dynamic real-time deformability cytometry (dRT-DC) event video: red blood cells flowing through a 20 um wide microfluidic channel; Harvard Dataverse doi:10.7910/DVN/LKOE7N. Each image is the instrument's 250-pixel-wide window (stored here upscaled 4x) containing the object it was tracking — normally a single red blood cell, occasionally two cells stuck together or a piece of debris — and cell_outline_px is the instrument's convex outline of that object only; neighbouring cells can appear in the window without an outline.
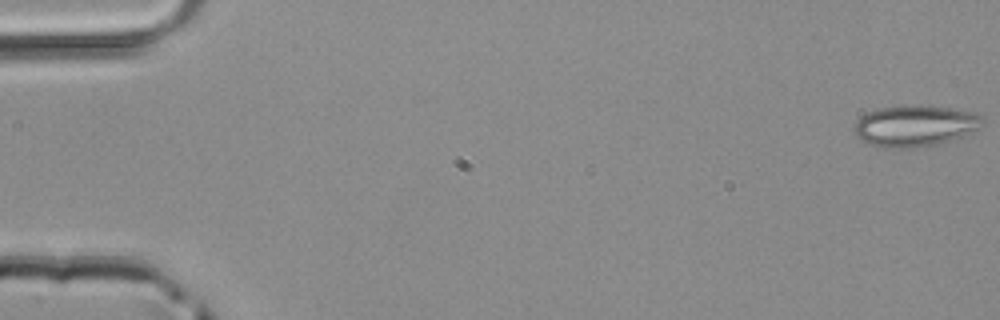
{"species": "common noctule bat (a hibernating species)", "species_latin": "Nyctalus noctula", "temperature_condition": "room temperature", "stored_images_in_passage": 49, "camera_frame_rate_fps": 3000, "um_per_image_px": 0.085, "animal": {"sex": "male", "body_mass_g": 20.4}, "frame": {"image": 1, "passage_image": 1, "time_ms": 0.0, "image_size_px": [1000, 320], "cell_outline_px": [[984, 124], [972, 132], [964, 136], [936, 144], [916, 148], [888, 148], [868, 144], [860, 140], [856, 136], [852, 128], [856, 120], [860, 116], [868, 112], [880, 108], [900, 104], [916, 104], [952, 108], [972, 112], [984, 116]], "centroid_in_image_um": [77.75, 10.68], "position_along_channel_um": 7.2, "area_um2": 31.5}}
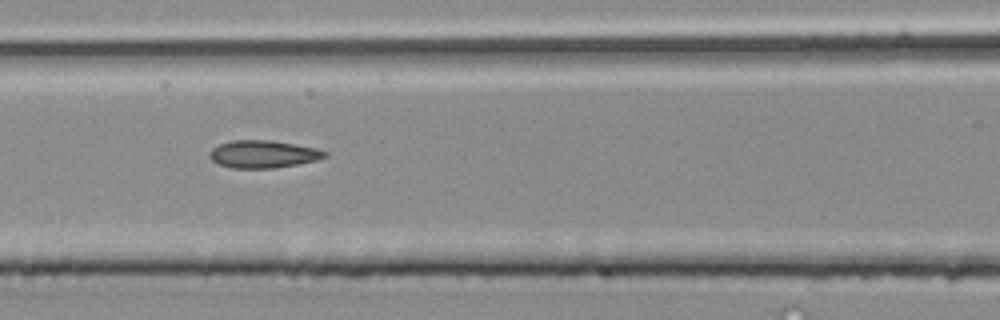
{"frame": {"image": 2, "passage_image": 22, "time_ms": 7.0, "image_size_px": [1000, 320], "cell_outline_px": [[328, 156], [316, 160], [296, 164], [272, 168], [232, 168], [220, 164], [212, 160], [208, 156], [208, 152], [212, 148], [220, 144], [232, 140], [268, 140], [296, 144], [316, 148], [328, 152]], "centroid_in_image_um": [22.36, 13.09], "position_along_channel_um": 144.2, "area_um2": 18.44}}
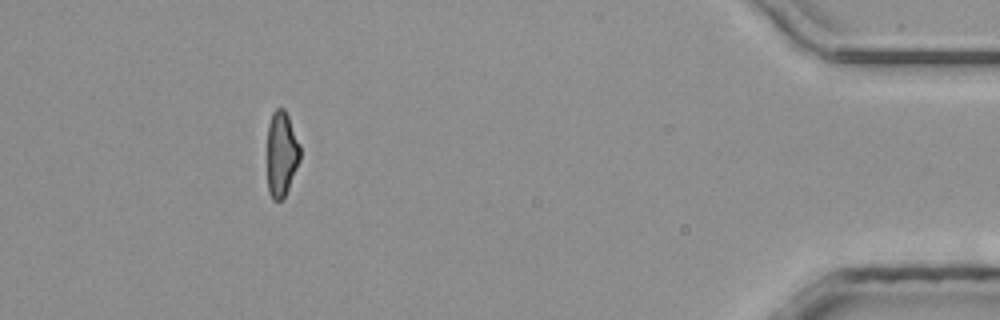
{"frame": {"image": 3, "passage_image": 45, "time_ms": 14.667, "image_size_px": [1000, 320], "cell_outline_px": [[300, 160], [288, 188], [284, 196], [280, 200], [272, 200], [268, 192], [268, 124], [272, 112], [276, 108], [284, 108], [288, 116], [300, 144]], "centroid_in_image_um": [23.93, 13.06], "position_along_channel_um": 411.3, "area_um2": 16.24}}